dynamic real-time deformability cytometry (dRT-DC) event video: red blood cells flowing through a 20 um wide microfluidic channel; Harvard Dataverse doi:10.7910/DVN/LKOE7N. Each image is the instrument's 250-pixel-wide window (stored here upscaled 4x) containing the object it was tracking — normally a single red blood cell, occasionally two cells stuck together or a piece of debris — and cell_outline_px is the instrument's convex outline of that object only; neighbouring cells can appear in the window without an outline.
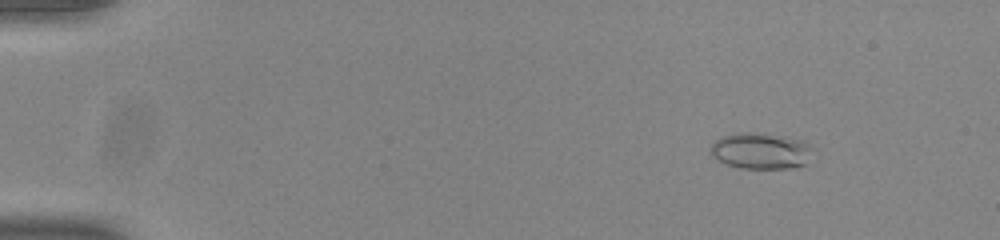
{"species": "common noctule bat (a hibernating species)", "species_latin": "Nyctalus noctula", "temperature_condition": "room temperature", "stored_images_in_passage": 54, "camera_frame_rate_fps": 3000, "um_per_image_px": 0.085, "animal": {"sex": "male", "body_mass_g": 20.0, "forearm_length_mm": 53.3}, "frame": {"image": 1, "passage_image": 7, "time_ms": 2.0, "image_size_px": [1000, 240], "cell_outline_px": [[816, 148], [808, 164], [792, 168], [740, 168], [728, 164], [712, 156], [712, 144], [716, 140], [724, 136], [736, 132], [748, 132], [804, 140]], "centroid_in_image_um": [64.77, 12.84], "position_along_channel_um": 20.2, "area_um2": 21.56}}
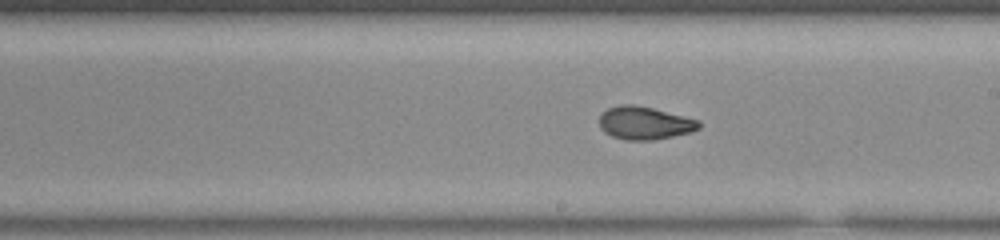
{"frame": {"image": 2, "passage_image": 32, "time_ms": 10.333, "image_size_px": [1000, 240], "cell_outline_px": [[700, 128], [692, 132], [652, 140], [624, 140], [612, 136], [604, 132], [600, 128], [600, 116], [608, 108], [620, 104], [636, 104], [700, 120]], "centroid_in_image_um": [54.79, 10.45], "position_along_channel_um": 234.2, "area_um2": 19.13}}
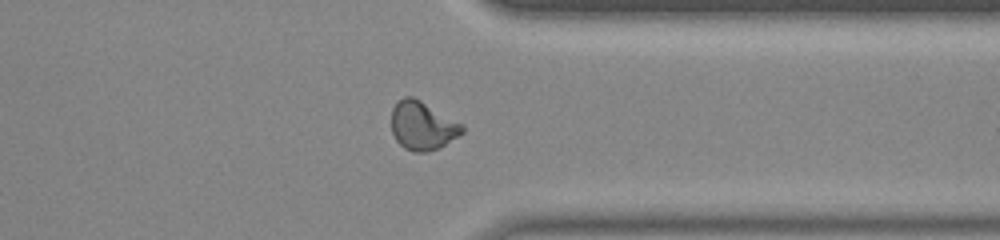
{"frame": {"image": 3, "passage_image": 43, "time_ms": 14.0, "image_size_px": [1000, 240], "cell_outline_px": [[464, 132], [440, 148], [428, 152], [412, 152], [404, 148], [396, 140], [392, 132], [392, 108], [404, 96], [412, 96], [420, 100], [464, 124]], "centroid_in_image_um": [35.93, 10.7], "position_along_channel_um": 375.5, "area_um2": 20.11}, "authors_computed_cell_mechanics": {"area_um2": 19.4497, "velocity_mm_per_s": 3.8959, "shape_relaxation_time_tau1_ms": 7.038, "shape_relaxation_time_tau2_ms": 1.2726, "deformation_change_tau1": 0.2037, "deformation_change_tau2": 0.0544}}